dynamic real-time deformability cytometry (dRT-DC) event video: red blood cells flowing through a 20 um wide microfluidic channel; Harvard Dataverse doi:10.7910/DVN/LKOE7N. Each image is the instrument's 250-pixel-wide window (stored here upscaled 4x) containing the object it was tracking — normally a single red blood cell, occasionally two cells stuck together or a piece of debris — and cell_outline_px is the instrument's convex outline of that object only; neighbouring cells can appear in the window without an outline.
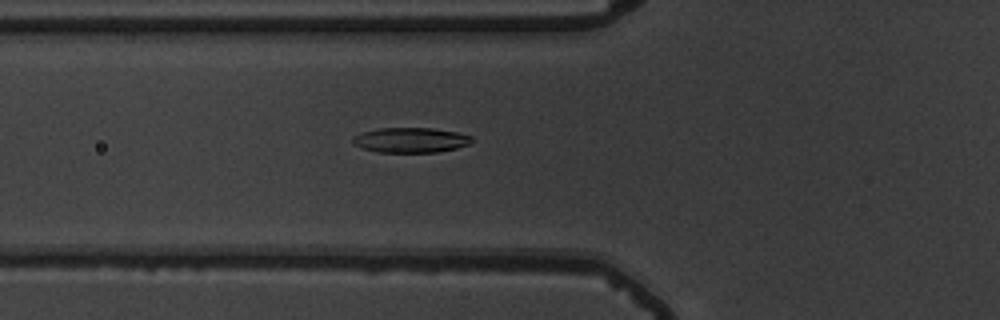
{"species": "common noctule bat (a hibernating species)", "species_latin": "Nyctalus noctula", "temperature_condition": "warm", "stored_images_in_passage": 40, "camera_frame_rate_fps": 3000, "um_per_image_px": 0.085, "animal": {"sex": "male", "body_mass_g": 19.5, "forearm_length_mm": 54.6}, "frame": {"image": 1, "passage_image": 5, "time_ms": 1.333, "image_size_px": [1000, 320], "cell_outline_px": [[472, 140], [468, 144], [456, 148], [436, 152], [380, 152], [360, 148], [352, 144], [352, 136], [364, 132], [380, 128], [432, 128], [456, 132], [472, 136]], "centroid_in_image_um": [34.86, 11.91], "position_along_channel_um": 90.9, "area_um2": 17.28}}
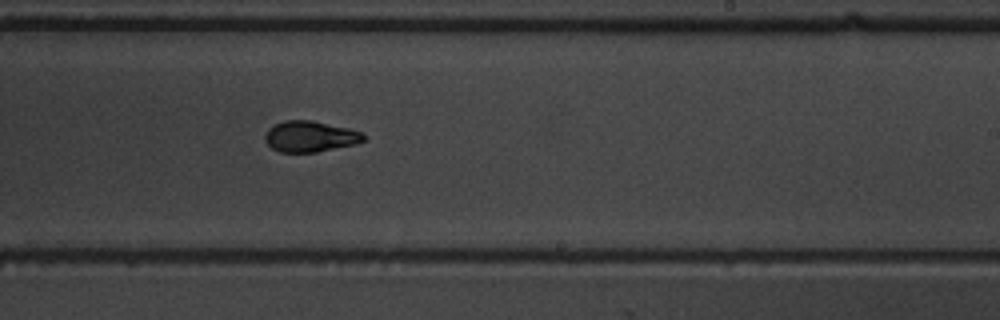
{"frame": {"image": 2, "passage_image": 19, "time_ms": 6.0, "image_size_px": [1000, 320], "cell_outline_px": [[364, 140], [356, 144], [316, 152], [280, 152], [272, 148], [264, 140], [264, 136], [268, 128], [284, 120], [312, 120], [348, 128], [360, 132], [364, 136]], "centroid_in_image_um": [26.33, 11.6], "position_along_channel_um": 262.7, "area_um2": 17.69}}
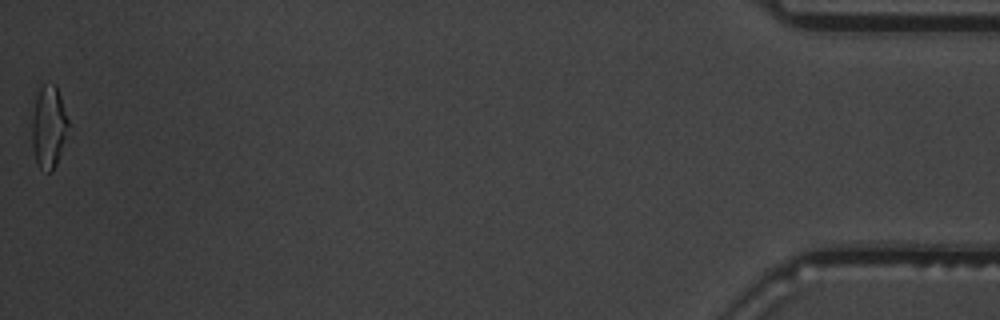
{"frame": {"image": 3, "passage_image": 40, "time_ms": 13.0, "image_size_px": [1000, 320], "cell_outline_px": [[68, 124], [60, 152], [56, 164], [52, 172], [48, 172], [40, 168], [36, 164], [32, 148], [32, 120], [36, 96], [40, 88], [44, 84], [56, 84], [68, 120]], "centroid_in_image_um": [4.11, 10.8], "position_along_channel_um": 431.1, "area_um2": 17.11}, "authors_computed_cell_mechanics": {"area_um2": 17.5423, "velocity_mm_per_s": 3.6847, "shape_relaxation_time_tau1_ms": 4.3639, "shape_relaxation_time_tau2_ms": 2.644, "deformation_change_tau1": 0.1655, "deformation_change_tau2": 0.0916}}